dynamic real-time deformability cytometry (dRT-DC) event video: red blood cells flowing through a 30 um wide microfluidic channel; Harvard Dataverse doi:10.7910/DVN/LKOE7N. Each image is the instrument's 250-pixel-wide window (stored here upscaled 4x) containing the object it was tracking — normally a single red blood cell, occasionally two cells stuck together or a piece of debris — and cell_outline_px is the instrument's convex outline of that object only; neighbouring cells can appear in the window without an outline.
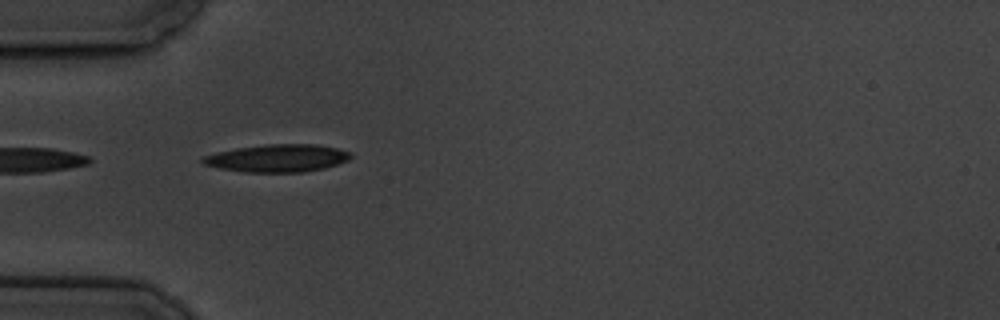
{"species": "common noctule bat (a hibernating species)", "species_latin": "Nyctalus noctula", "temperature_condition": "cold", "stored_images_in_passage": 6, "camera_frame_rate_fps": 3000, "um_per_image_px": 0.085, "animal": {"sex": "male", "body_mass_g": 19.5, "forearm_length_mm": 54.6}, "frame": {"image": 1, "passage_image": 5, "time_ms": 5.667, "image_size_px": [1000, 320], "cell_outline_px": [[352, 156], [348, 160], [324, 168], [304, 172], [244, 172], [220, 168], [204, 164], [200, 160], [200, 156], [216, 152], [236, 148], [268, 144], [316, 144], [336, 148], [352, 152]], "centroid_in_image_um": [23.56, 13.44], "position_along_channel_um": 61.4, "area_um2": 23.87}}